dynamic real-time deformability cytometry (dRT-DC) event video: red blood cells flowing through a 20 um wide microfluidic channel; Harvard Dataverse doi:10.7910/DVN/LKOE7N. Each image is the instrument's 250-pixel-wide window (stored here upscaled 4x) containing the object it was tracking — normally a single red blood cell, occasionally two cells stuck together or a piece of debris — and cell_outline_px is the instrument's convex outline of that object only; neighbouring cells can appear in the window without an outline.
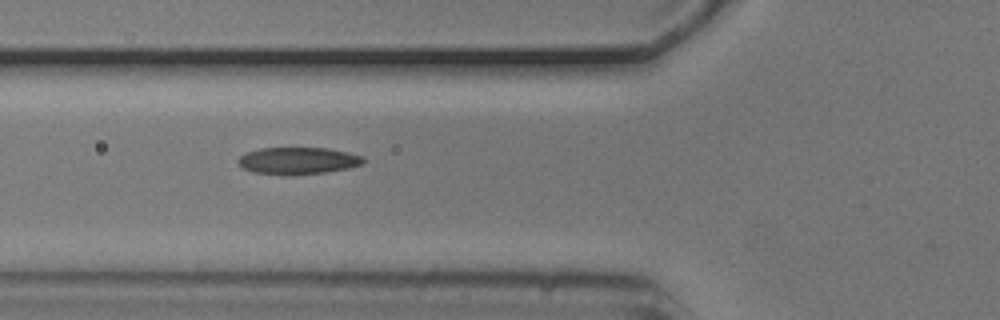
{"species": "common noctule bat (a hibernating species)", "species_latin": "Nyctalus noctula", "temperature_condition": "cold", "stored_images_in_passage": 4, "camera_frame_rate_fps": 3000, "um_per_image_px": 0.085, "animal": {"sex": "male", "body_mass_g": 20.5, "forearm_length_mm": 52.5}, "frame": {"image": 1, "passage_image": 4, "time_ms": 1.0, "image_size_px": [1000, 320], "cell_outline_px": [[364, 164], [348, 168], [324, 172], [292, 176], [284, 176], [252, 172], [240, 168], [236, 160], [240, 156], [248, 152], [260, 148], [328, 148], [348, 152], [364, 156]], "centroid_in_image_um": [25.29, 13.68], "position_along_channel_um": 100.5, "area_um2": 20.11}}